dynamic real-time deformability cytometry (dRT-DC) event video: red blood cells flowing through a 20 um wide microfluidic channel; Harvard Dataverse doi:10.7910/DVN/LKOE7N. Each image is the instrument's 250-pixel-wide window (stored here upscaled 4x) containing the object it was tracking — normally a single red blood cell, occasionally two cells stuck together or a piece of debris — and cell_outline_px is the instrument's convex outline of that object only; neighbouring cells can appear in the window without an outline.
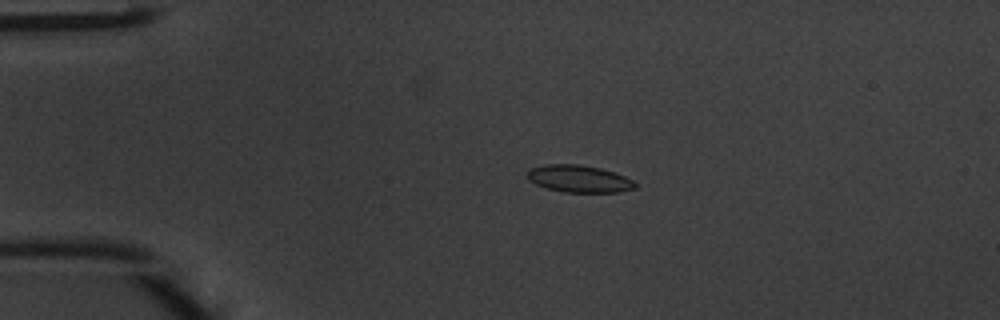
{"species": "common noctule bat (a hibernating species)", "species_latin": "Nyctalus noctula", "temperature_condition": "warm", "stored_images_in_passage": 48, "camera_frame_rate_fps": 3000, "um_per_image_px": 0.085, "animal": {"sex": "male", "body_mass_g": 20.1, "forearm_length_mm": 53.5}, "frame": {"image": 1, "passage_image": 11, "time_ms": 3.333, "image_size_px": [1000, 320], "cell_outline_px": [[636, 188], [620, 192], [564, 192], [548, 188], [536, 184], [528, 180], [528, 168], [544, 164], [580, 164], [600, 168], [624, 176], [632, 180], [636, 184]], "centroid_in_image_um": [49.19, 15.19], "position_along_channel_um": 35.8, "area_um2": 17.05}}
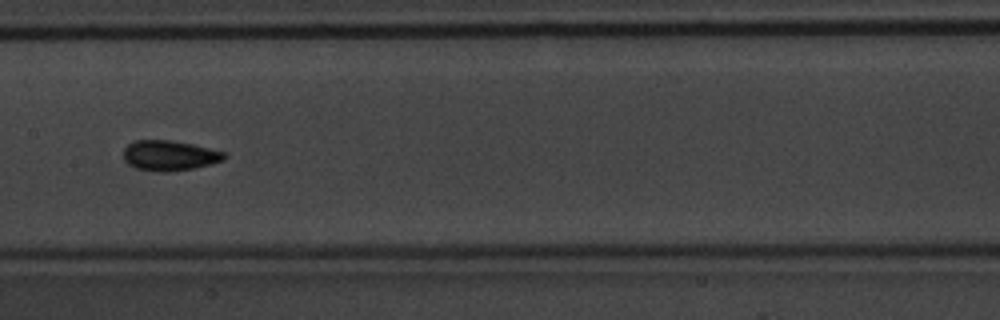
{"frame": {"image": 2, "passage_image": 25, "time_ms": 8.0, "image_size_px": [1000, 320], "cell_outline_px": [[224, 160], [192, 168], [168, 172], [160, 172], [136, 168], [128, 164], [124, 160], [124, 148], [128, 144], [136, 140], [172, 140], [192, 144], [224, 152]], "centroid_in_image_um": [14.35, 13.21], "position_along_channel_um": 193.0, "area_um2": 17.51}}
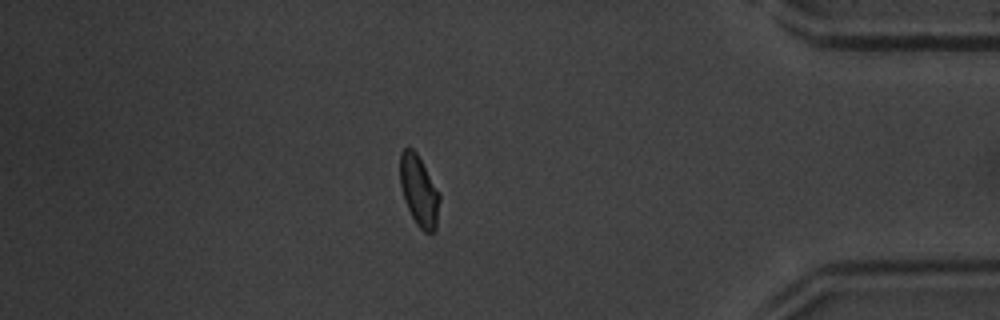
{"frame": {"image": 3, "passage_image": 42, "time_ms": 13.667, "image_size_px": [1000, 320], "cell_outline_px": [[440, 200], [436, 228], [432, 232], [424, 232], [416, 224], [404, 200], [400, 184], [400, 152], [404, 148], [412, 148], [416, 152], [440, 192]], "centroid_in_image_um": [35.62, 16.21], "position_along_channel_um": 399.6, "area_um2": 16.3}, "authors_computed_cell_mechanics": {"area_um2": 16.6175, "velocity_mm_per_s": 4.2454, "shape_relaxation_time_tau1_ms": 2.9603, "shape_relaxation_time_tau2_ms": 2.4025, "deformation_change_tau1": 0.1164, "deformation_change_tau2": 0.0719}}